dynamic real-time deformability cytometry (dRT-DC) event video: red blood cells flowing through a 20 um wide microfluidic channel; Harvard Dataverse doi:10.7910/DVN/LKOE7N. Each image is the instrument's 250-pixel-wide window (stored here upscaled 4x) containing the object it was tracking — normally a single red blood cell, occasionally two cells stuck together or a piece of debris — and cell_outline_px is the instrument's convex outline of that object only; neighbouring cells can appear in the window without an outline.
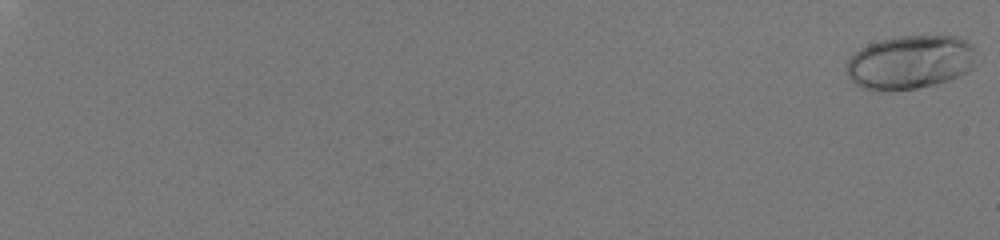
{"species": "human", "species_latin": "Homo sapiens", "temperature_condition": "room temperature", "stored_images_in_passage": 58, "camera_frame_rate_fps": 3000, "um_per_image_px": 0.085, "donor": {"sex": "male"}, "frame": {"image": 1, "passage_image": 1, "time_ms": 0.0, "image_size_px": [1000, 240], "cell_outline_px": [[972, 68], [948, 80], [936, 84], [916, 88], [884, 92], [880, 92], [864, 88], [856, 84], [848, 76], [844, 68], [848, 60], [860, 48], [868, 44], [892, 36], [960, 36], [968, 40], [972, 44]], "centroid_in_image_um": [77.3, 5.29], "position_along_channel_um": 7.7, "area_um2": 40.69}}
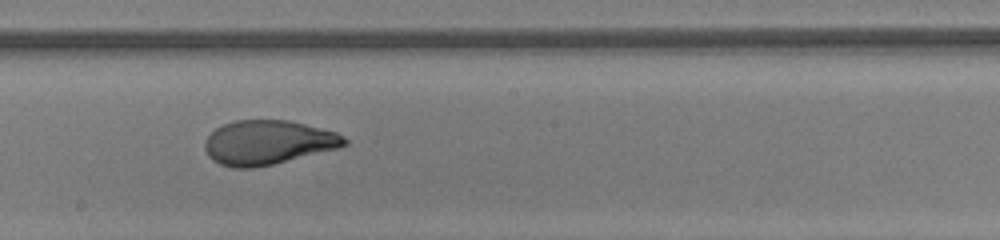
{"frame": {"image": 2, "passage_image": 39, "time_ms": 12.667, "image_size_px": [1000, 240], "cell_outline_px": [[348, 144], [340, 148], [272, 164], [252, 168], [232, 168], [220, 164], [212, 160], [208, 156], [204, 148], [204, 144], [208, 136], [216, 128], [224, 124], [236, 120], [288, 120], [336, 132], [344, 136], [348, 140]], "centroid_in_image_um": [22.77, 12.11], "position_along_channel_um": 225.4, "area_um2": 36.01}}
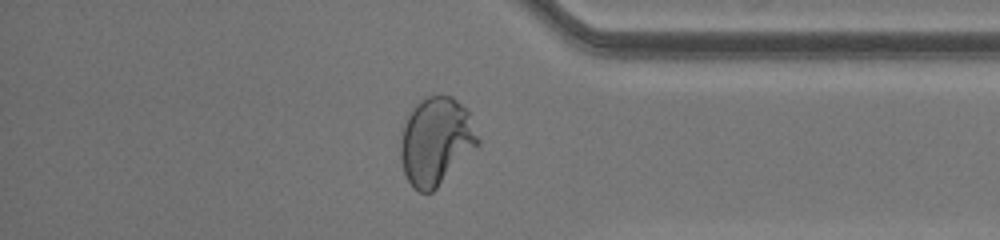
{"frame": {"image": 3, "passage_image": 52, "time_ms": 17.0, "image_size_px": [1000, 240], "cell_outline_px": [[480, 144], [432, 192], [420, 192], [412, 188], [404, 172], [400, 156], [400, 140], [404, 124], [412, 108], [420, 100], [428, 96], [452, 96], [468, 108], [480, 140]], "centroid_in_image_um": [37.07, 11.99], "position_along_channel_um": 398.1, "area_um2": 39.65}, "authors_computed_cell_mechanics": {"area_um2": 36.5874, "velocity_mm_per_s": 4.0891, "shape_relaxation_time_tau1_ms": 5.6812, "shape_relaxation_time_tau2_ms": null, "deformation_change_tau1": 0.2553, "deformation_change_tau2": null}}